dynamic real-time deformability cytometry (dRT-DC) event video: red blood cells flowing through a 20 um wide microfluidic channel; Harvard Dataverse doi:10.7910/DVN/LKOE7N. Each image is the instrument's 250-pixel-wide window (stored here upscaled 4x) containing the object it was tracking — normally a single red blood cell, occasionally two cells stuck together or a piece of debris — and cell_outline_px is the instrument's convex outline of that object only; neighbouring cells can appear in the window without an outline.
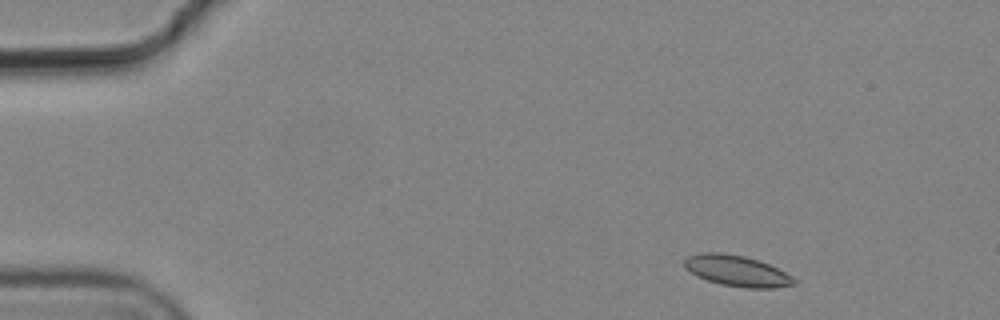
{"species": "common noctule bat (a hibernating species)", "species_latin": "Nyctalus noctula", "temperature_condition": "cold", "stored_images_in_passage": 9, "camera_frame_rate_fps": 3000, "um_per_image_px": 0.085, "animal": {"sex": "male", "body_mass_g": 19.2, "forearm_length_mm": 51.8}, "frame": {"image": 1, "passage_image": 2, "time_ms": 0.333, "image_size_px": [1000, 320], "cell_outline_px": [[796, 284], [776, 288], [744, 288], [720, 284], [696, 276], [684, 268], [684, 260], [688, 256], [700, 252], [720, 252], [744, 256], [768, 264], [792, 276], [796, 280]], "centroid_in_image_um": [62.61, 23.03], "position_along_channel_um": 22.4, "area_um2": 19.77}}
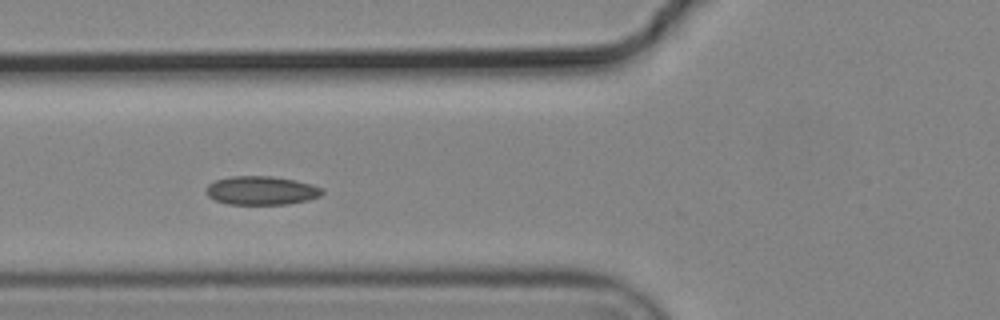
{"frame": {"image": 2, "passage_image": 6, "time_ms": 1.667, "image_size_px": [1000, 320], "cell_outline_px": [[324, 192], [320, 196], [308, 200], [288, 204], [228, 204], [216, 200], [208, 196], [208, 184], [216, 180], [232, 176], [272, 176], [296, 180], [312, 184], [324, 188]], "centroid_in_image_um": [22.28, 16.19], "position_along_channel_um": 103.5, "area_um2": 19.36}}
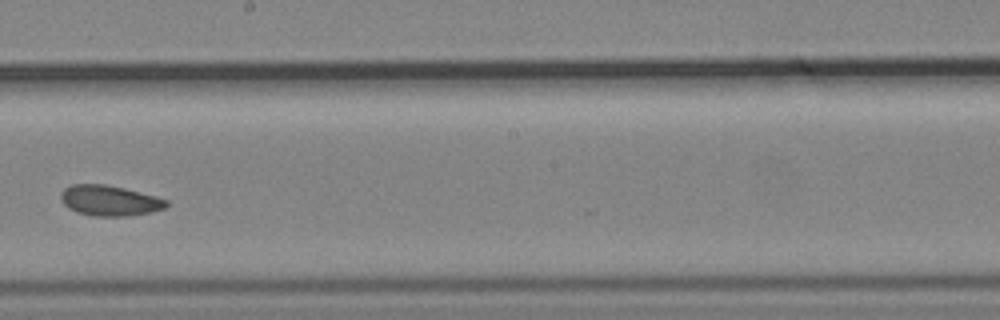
{"frame": {"image": 3, "passage_image": 9, "time_ms": 2.667, "image_size_px": [1000, 320], "cell_outline_px": [[168, 204], [164, 208], [148, 212], [128, 216], [92, 216], [76, 212], [68, 208], [64, 204], [60, 196], [60, 192], [64, 188], [72, 184], [104, 184], [124, 188], [156, 196], [168, 200]], "centroid_in_image_um": [9.28, 17.04], "position_along_channel_um": 238.9, "area_um2": 18.73}}